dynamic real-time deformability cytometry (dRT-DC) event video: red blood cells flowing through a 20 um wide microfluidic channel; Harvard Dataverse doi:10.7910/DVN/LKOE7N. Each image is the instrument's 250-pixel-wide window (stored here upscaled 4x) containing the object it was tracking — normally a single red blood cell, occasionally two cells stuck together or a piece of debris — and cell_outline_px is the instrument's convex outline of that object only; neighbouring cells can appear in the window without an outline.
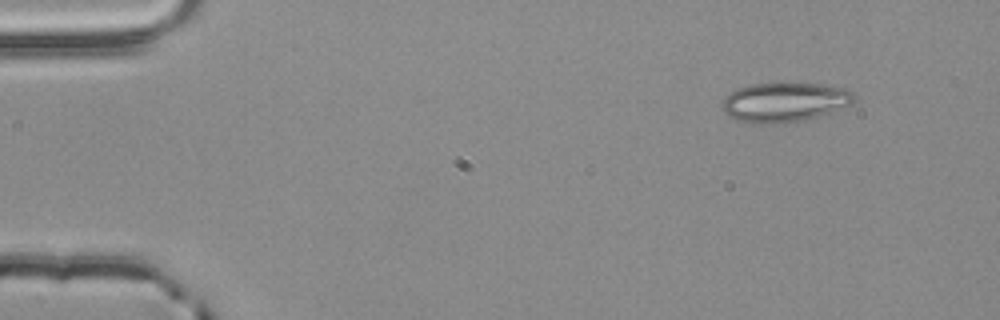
{"species": "common noctule bat (a hibernating species)", "species_latin": "Nyctalus noctula", "temperature_condition": "room temperature", "stored_images_in_passage": 3, "camera_frame_rate_fps": 3000, "um_per_image_px": 0.085, "animal": {"sex": "male", "body_mass_g": 20.4}, "frame": {"image": 1, "passage_image": 1, "time_ms": 0.0, "image_size_px": [1000, 320], "cell_outline_px": [[856, 100], [852, 104], [804, 120], [772, 124], [752, 124], [736, 120], [728, 116], [724, 112], [724, 96], [736, 88], [748, 84], [824, 84], [848, 88], [856, 92]], "centroid_in_image_um": [66.7, 8.68], "position_along_channel_um": 18.3, "area_um2": 30.46}}